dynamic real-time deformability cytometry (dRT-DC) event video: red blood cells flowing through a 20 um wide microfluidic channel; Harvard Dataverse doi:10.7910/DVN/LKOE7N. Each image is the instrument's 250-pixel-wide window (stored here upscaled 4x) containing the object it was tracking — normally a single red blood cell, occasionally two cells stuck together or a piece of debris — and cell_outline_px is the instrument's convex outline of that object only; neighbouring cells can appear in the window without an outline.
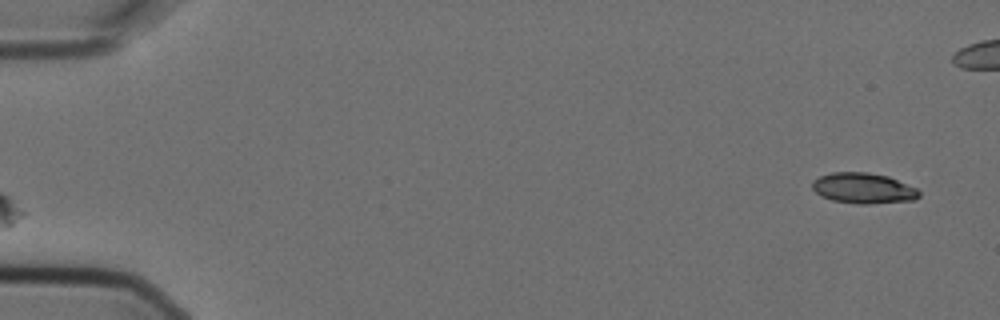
{"species": "Egyptian fruit bat (a non-hibernating species)", "species_latin": "Rousettus aegyptiacus", "temperature_condition": "cold", "stored_images_in_passage": 2, "camera_frame_rate_fps": 3000, "um_per_image_px": 0.085, "animal": {"sex": "female"}, "frame": {"image": 1, "passage_image": 2, "time_ms": 0.333, "image_size_px": [1000, 320], "cell_outline_px": [[920, 196], [916, 200], [868, 204], [856, 204], [832, 200], [820, 196], [812, 188], [812, 180], [820, 176], [832, 172], [868, 172], [888, 176], [916, 188], [920, 192]], "centroid_in_image_um": [73.38, 16.0], "position_along_channel_um": 11.6, "area_um2": 19.19}}